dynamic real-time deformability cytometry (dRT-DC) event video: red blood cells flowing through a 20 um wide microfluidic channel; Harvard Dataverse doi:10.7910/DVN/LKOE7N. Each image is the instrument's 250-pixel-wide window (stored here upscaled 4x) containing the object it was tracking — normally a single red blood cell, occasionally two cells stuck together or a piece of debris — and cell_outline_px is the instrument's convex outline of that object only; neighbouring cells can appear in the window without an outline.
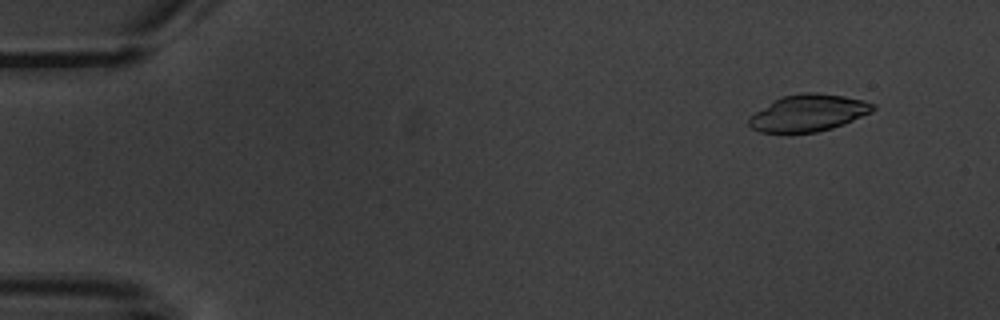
{"species": "common noctule bat (a hibernating species)", "species_latin": "Nyctalus noctula", "temperature_condition": "warm", "stored_images_in_passage": 5, "camera_frame_rate_fps": 3000, "um_per_image_px": 0.085, "animal": {"sex": "male", "body_mass_g": 20.1, "forearm_length_mm": 53.5}, "frame": {"image": 1, "passage_image": 2, "time_ms": 1.333, "image_size_px": [1000, 320], "cell_outline_px": [[876, 108], [872, 112], [844, 124], [832, 128], [816, 132], [788, 136], [760, 132], [752, 128], [748, 124], [748, 120], [756, 112], [780, 96], [804, 92], [816, 92], [844, 96], [864, 100], [876, 104]], "centroid_in_image_um": [68.7, 9.64], "position_along_channel_um": 16.3, "area_um2": 27.34}}
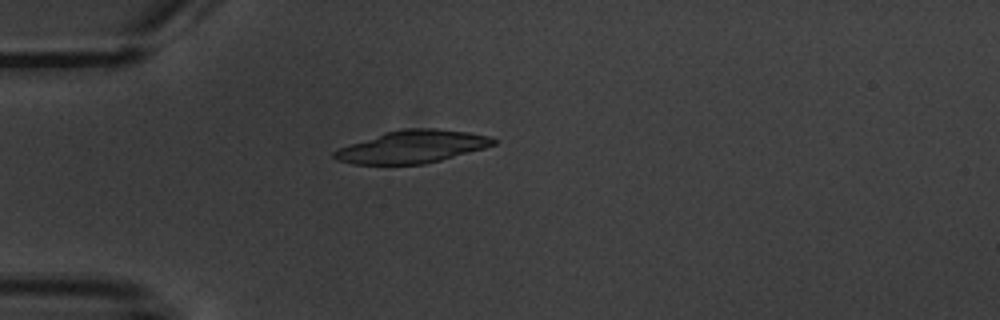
{"frame": {"image": 2, "passage_image": 5, "time_ms": 5.0, "image_size_px": [1000, 320], "cell_outline_px": [[500, 140], [496, 144], [484, 148], [440, 160], [424, 164], [352, 164], [336, 160], [332, 156], [332, 152], [336, 148], [384, 132], [404, 128], [436, 128], [468, 132], [488, 136]], "centroid_in_image_um": [35.0, 12.46], "position_along_channel_um": 50.0, "area_um2": 30.4}}